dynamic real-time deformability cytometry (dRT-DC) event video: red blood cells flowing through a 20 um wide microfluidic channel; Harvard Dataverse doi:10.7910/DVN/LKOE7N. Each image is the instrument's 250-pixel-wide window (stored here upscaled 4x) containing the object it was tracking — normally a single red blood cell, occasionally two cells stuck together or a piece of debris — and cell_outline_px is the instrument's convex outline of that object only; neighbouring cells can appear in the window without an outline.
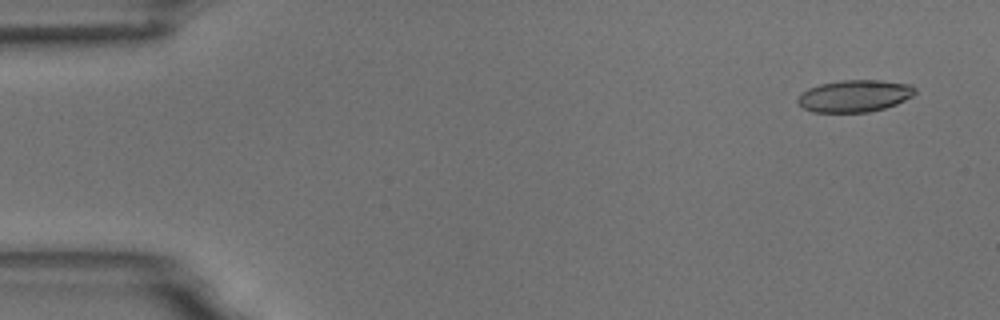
{"species": "common noctule bat (a hibernating species)", "species_latin": "Nyctalus noctula", "temperature_condition": "room temperature", "stored_images_in_passage": 4, "camera_frame_rate_fps": 3000, "um_per_image_px": 0.085, "animal": {"sex": "male", "body_mass_g": 18.8}, "frame": {"image": 1, "passage_image": 1, "time_ms": 0.0, "image_size_px": [1000, 320], "cell_outline_px": [[916, 92], [912, 96], [896, 104], [884, 108], [868, 112], [812, 112], [804, 108], [796, 100], [808, 88], [820, 84], [840, 80], [880, 80], [912, 84], [916, 88]], "centroid_in_image_um": [72.67, 8.14], "position_along_channel_um": 12.3, "area_um2": 21.85}}
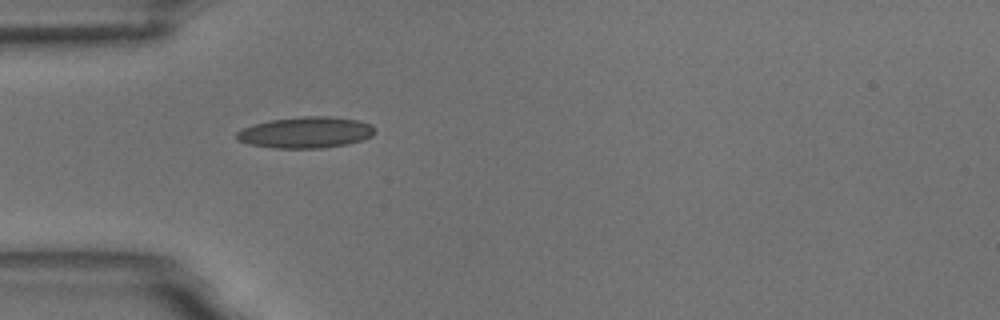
{"frame": {"image": 2, "passage_image": 4, "time_ms": 4.333, "image_size_px": [1000, 320], "cell_outline_px": [[376, 132], [372, 136], [348, 144], [320, 148], [276, 148], [248, 144], [236, 140], [236, 132], [252, 124], [272, 120], [304, 116], [328, 116], [356, 120], [372, 124], [376, 128]], "centroid_in_image_um": [25.99, 11.26], "position_along_channel_um": 59.0, "area_um2": 25.14}}